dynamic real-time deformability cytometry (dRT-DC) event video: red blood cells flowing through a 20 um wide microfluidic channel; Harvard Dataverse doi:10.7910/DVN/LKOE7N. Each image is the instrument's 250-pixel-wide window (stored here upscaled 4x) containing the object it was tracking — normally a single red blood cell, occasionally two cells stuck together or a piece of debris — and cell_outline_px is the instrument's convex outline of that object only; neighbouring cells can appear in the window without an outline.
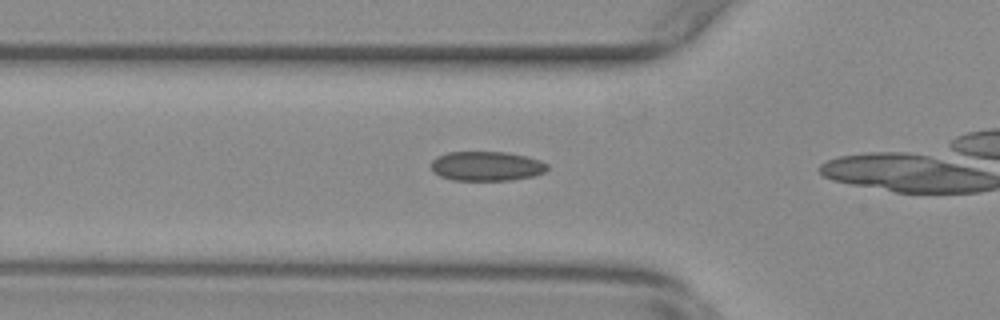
{"species": "common noctule bat (a hibernating species)", "species_latin": "Nyctalus noctula", "temperature_condition": "warm", "stored_images_in_passage": 19, "camera_frame_rate_fps": 3000, "um_per_image_px": 0.085, "animal": {"sex": "female", "body_mass_g": 29.2, "forearm_length_mm": 56.3}, "frame": {"image": 1, "passage_image": 14, "time_ms": 4.333, "image_size_px": [1000, 320], "cell_outline_px": [[548, 168], [544, 172], [532, 176], [512, 180], [452, 180], [440, 176], [432, 172], [432, 160], [436, 156], [448, 152], [504, 152], [524, 156], [540, 160], [548, 164]], "centroid_in_image_um": [41.33, 14.12], "position_along_channel_um": 84.5, "area_um2": 19.94}}